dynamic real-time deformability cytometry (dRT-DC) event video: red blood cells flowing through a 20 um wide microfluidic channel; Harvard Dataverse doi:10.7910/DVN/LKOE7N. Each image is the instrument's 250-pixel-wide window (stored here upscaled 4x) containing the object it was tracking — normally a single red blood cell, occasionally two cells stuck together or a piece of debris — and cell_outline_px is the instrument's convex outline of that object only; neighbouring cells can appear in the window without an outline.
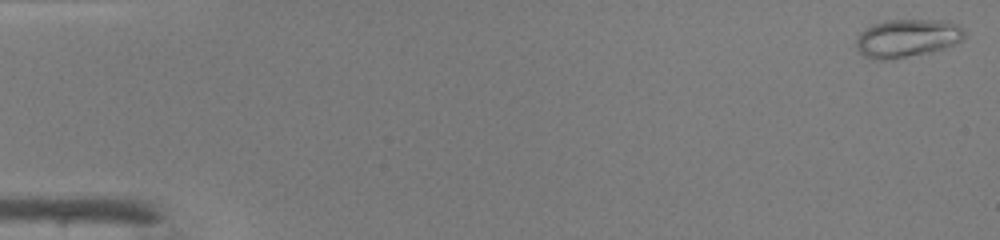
{"species": "common noctule bat (a hibernating species)", "species_latin": "Nyctalus noctula", "temperature_condition": "warm", "stored_images_in_passage": 47, "camera_frame_rate_fps": 3000, "um_per_image_px": 0.085, "animal": {"sex": "male", "body_mass_g": 19.0, "forearm_length_mm": 50.8}, "frame": {"image": 1, "passage_image": 1, "time_ms": 0.0, "image_size_px": [1000, 240], "cell_outline_px": [[964, 36], [960, 40], [944, 48], [884, 60], [876, 60], [864, 56], [856, 48], [856, 40], [860, 32], [876, 24], [888, 20], [948, 20], [956, 24], [964, 32]], "centroid_in_image_um": [77.07, 3.23], "position_along_channel_um": 7.9, "area_um2": 23.35}}
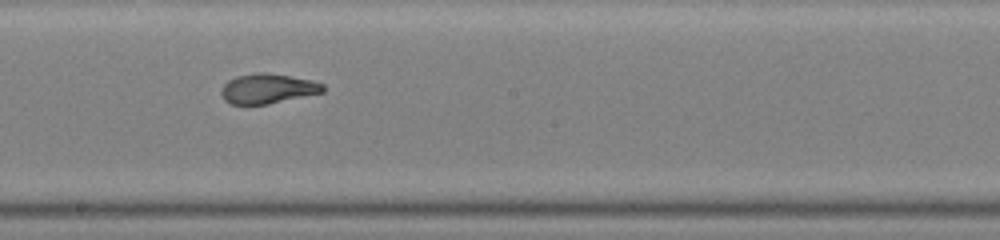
{"frame": {"image": 2, "passage_image": 27, "time_ms": 8.667, "image_size_px": [1000, 240], "cell_outline_px": [[324, 92], [268, 104], [232, 104], [224, 100], [220, 92], [224, 84], [228, 80], [236, 76], [256, 72], [268, 72], [308, 80], [324, 84]], "centroid_in_image_um": [22.72, 7.53], "position_along_channel_um": 225.5, "area_um2": 17.57}}
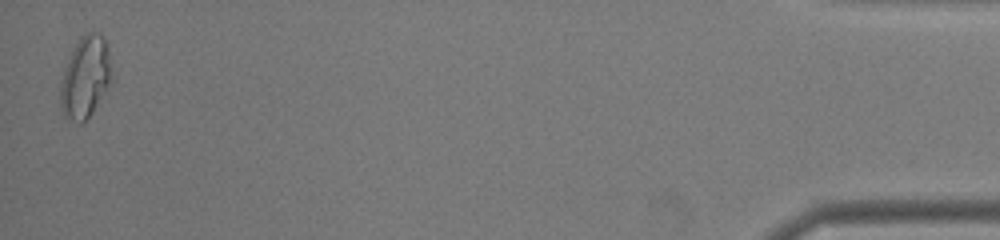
{"frame": {"image": 3, "passage_image": 47, "time_ms": 15.333, "image_size_px": [1000, 240], "cell_outline_px": [[108, 84], [92, 112], [80, 124], [64, 116], [60, 104], [60, 84], [68, 60], [76, 44], [84, 32], [96, 32], [104, 36], [108, 56]], "centroid_in_image_um": [7.19, 6.56], "position_along_channel_um": 428.0, "area_um2": 23.18}, "authors_computed_cell_mechanics": {"area_um2": 19.1318, "velocity_mm_per_s": 4.3163, "shape_relaxation_time_tau1_ms": 4.9816, "shape_relaxation_time_tau2_ms": 1.0091, "deformation_change_tau1": 0.2381, "deformation_change_tau2": 0.0585}}